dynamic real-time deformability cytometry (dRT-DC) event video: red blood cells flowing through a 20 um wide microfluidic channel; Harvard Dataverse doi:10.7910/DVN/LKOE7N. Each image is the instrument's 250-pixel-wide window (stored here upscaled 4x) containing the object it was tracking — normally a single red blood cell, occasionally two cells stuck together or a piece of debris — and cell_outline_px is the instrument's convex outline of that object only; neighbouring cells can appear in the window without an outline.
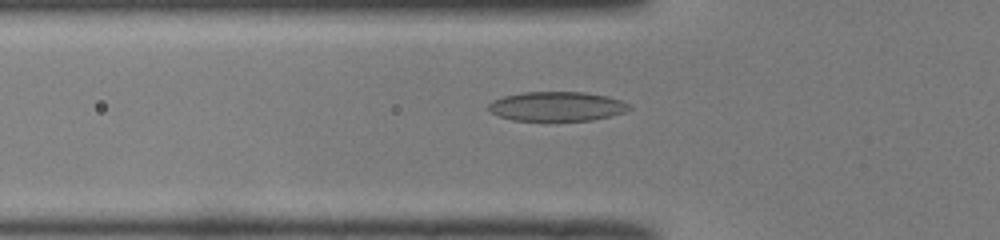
{"species": "common noctule bat (a hibernating species)", "species_latin": "Nyctalus noctula", "temperature_condition": "room temperature", "stored_images_in_passage": 33, "camera_frame_rate_fps": 3000, "um_per_image_px": 0.085, "animal": {"sex": "male", "body_mass_g": 19.0, "forearm_length_mm": 50.8}, "frame": {"image": 1, "passage_image": 5, "time_ms": 1.333, "image_size_px": [1000, 240], "cell_outline_px": [[632, 108], [624, 112], [612, 116], [592, 120], [512, 120], [500, 116], [492, 112], [488, 108], [488, 104], [492, 100], [504, 96], [524, 92], [584, 92], [608, 96], [620, 100], [628, 104]], "centroid_in_image_um": [47.35, 9.03], "position_along_channel_um": 78.5, "area_um2": 23.99}}
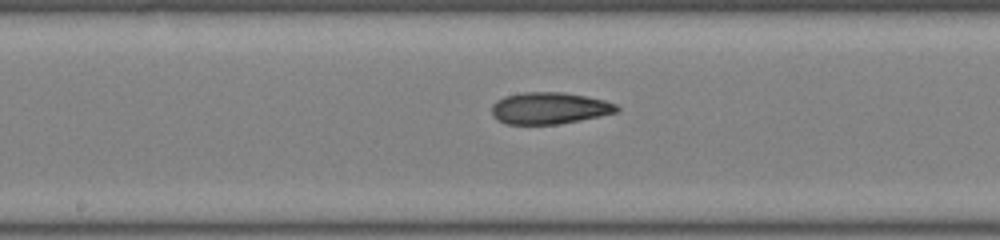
{"frame": {"image": 2, "passage_image": 14, "time_ms": 4.333, "image_size_px": [1000, 240], "cell_outline_px": [[620, 108], [616, 112], [600, 116], [580, 120], [556, 124], [504, 124], [496, 120], [492, 116], [492, 104], [496, 100], [504, 96], [524, 92], [564, 92], [604, 100], [616, 104]], "centroid_in_image_um": [46.65, 9.19], "position_along_channel_um": 201.5, "area_um2": 23.18}}
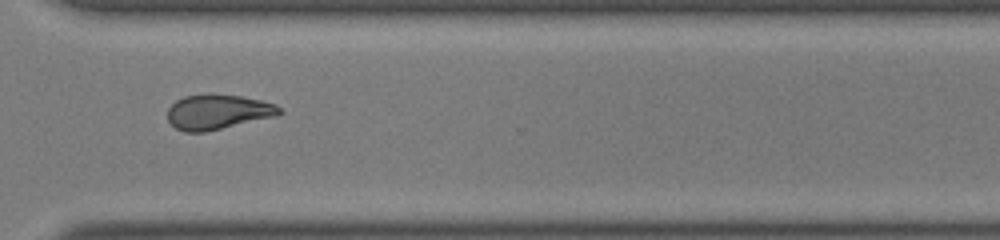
{"frame": {"image": 3, "passage_image": 25, "time_ms": 8.0, "image_size_px": [1000, 240], "cell_outline_px": [[284, 112], [276, 116], [204, 132], [184, 132], [176, 128], [168, 120], [168, 108], [176, 100], [184, 96], [212, 92], [240, 96], [260, 100], [276, 104]], "centroid_in_image_um": [18.51, 9.49], "position_along_channel_um": 352.1, "area_um2": 22.95}}